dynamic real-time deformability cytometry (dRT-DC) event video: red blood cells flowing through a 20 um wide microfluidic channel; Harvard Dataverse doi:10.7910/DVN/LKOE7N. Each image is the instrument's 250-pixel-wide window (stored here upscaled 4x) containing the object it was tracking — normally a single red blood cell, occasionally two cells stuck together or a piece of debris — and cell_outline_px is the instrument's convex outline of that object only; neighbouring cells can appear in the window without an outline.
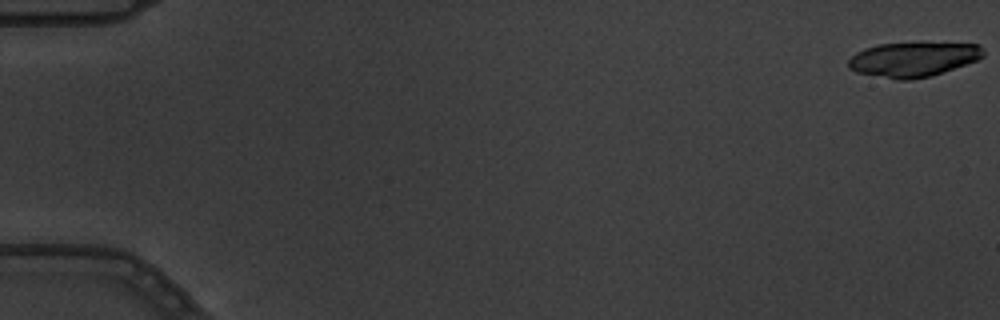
{"species": "common noctule bat (a hibernating species)", "species_latin": "Nyctalus noctula", "temperature_condition": "warm", "stored_images_in_passage": 6, "camera_frame_rate_fps": 3000, "um_per_image_px": 0.085, "animal": {"sex": "male", "body_mass_g": 19.5, "forearm_length_mm": 54.6}, "frame": {"image": 1, "passage_image": 1, "time_ms": 0.0, "image_size_px": [1000, 320], "cell_outline_px": [[984, 56], [976, 60], [932, 76], [908, 80], [896, 80], [856, 72], [848, 68], [848, 60], [856, 52], [864, 48], [876, 44], [920, 40], [980, 44], [984, 52]], "centroid_in_image_um": [77.63, 4.99], "position_along_channel_um": 7.4, "area_um2": 28.38}}